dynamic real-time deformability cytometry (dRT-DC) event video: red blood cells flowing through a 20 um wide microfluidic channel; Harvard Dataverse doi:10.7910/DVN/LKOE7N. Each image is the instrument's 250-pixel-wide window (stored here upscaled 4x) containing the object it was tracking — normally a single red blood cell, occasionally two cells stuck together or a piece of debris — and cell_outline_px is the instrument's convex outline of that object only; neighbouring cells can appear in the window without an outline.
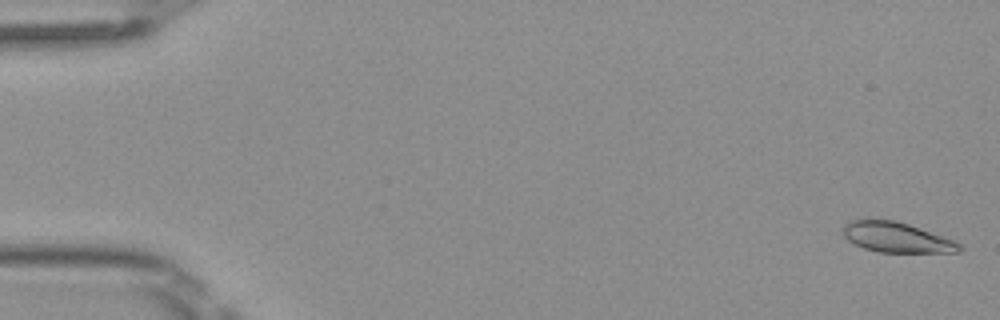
{"species": "Egyptian fruit bat (a non-hibernating species)", "species_latin": "Rousettus aegyptiacus", "temperature_condition": "room temperature", "stored_images_in_passage": 49, "camera_frame_rate_fps": 3000, "um_per_image_px": 0.085, "frame": {"image": 1, "passage_image": 1, "time_ms": 0.0, "image_size_px": [1000, 320], "cell_outline_px": [[964, 248], [960, 252], [880, 252], [864, 248], [848, 240], [844, 236], [844, 224], [852, 220], [868, 216], [896, 220], [956, 240]], "centroid_in_image_um": [76.2, 20.13], "position_along_channel_um": 8.8, "area_um2": 20.92}}
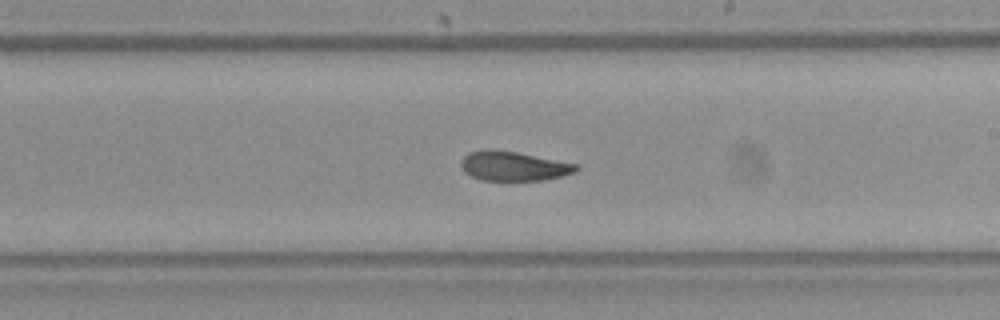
{"frame": {"image": 2, "passage_image": 29, "time_ms": 9.333, "image_size_px": [1000, 320], "cell_outline_px": [[580, 168], [576, 172], [544, 180], [480, 180], [464, 172], [460, 164], [460, 160], [468, 152], [484, 148], [496, 148], [580, 164]], "centroid_in_image_um": [43.64, 14.09], "position_along_channel_um": 245.4, "area_um2": 20.17}}
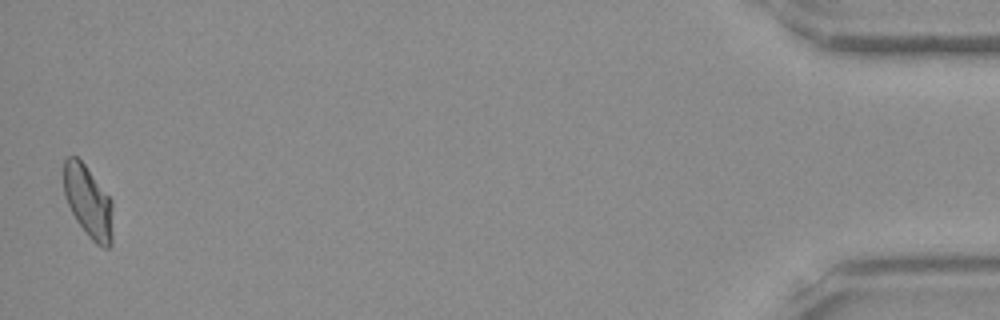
{"frame": {"image": 3, "passage_image": 49, "time_ms": 16.0, "image_size_px": [1000, 320], "cell_outline_px": [[112, 244], [108, 248], [104, 248], [96, 244], [88, 236], [76, 220], [64, 196], [64, 160], [68, 156], [76, 156], [84, 164], [112, 200]], "centroid_in_image_um": [7.5, 17.16], "position_along_channel_um": 427.7, "area_um2": 20.52}, "authors_computed_cell_mechanics": {"area_um2": 20.6346, "velocity_mm_per_s": 4.0843, "shape_relaxation_time_tau1_ms": 6.598, "shape_relaxation_time_tau2_ms": 1.8225, "deformation_change_tau1": 0.1562, "deformation_change_tau2": 0.0663}}